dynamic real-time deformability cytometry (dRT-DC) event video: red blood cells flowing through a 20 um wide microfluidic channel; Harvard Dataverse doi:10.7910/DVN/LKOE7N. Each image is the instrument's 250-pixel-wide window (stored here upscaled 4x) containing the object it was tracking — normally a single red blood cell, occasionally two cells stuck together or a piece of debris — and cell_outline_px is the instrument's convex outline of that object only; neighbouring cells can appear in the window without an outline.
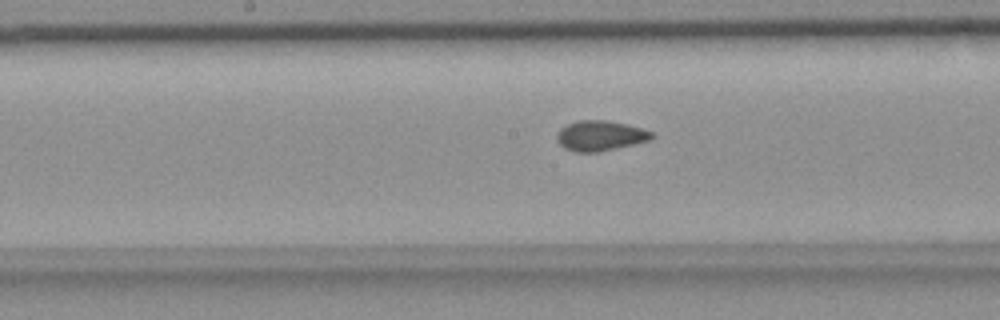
{"species": "common noctule bat (a hibernating species)", "species_latin": "Nyctalus noctula", "temperature_condition": "room temperature", "stored_images_in_passage": 53, "camera_frame_rate_fps": 3000, "um_per_image_px": 0.085, "animal": {"sex": "female", "body_mass_g": 18.4}, "frame": {"image": 1, "passage_image": 29, "time_ms": 9.333, "image_size_px": [1000, 320], "cell_outline_px": [[656, 136], [648, 140], [632, 144], [596, 152], [576, 152], [564, 148], [556, 140], [556, 132], [560, 128], [576, 120], [608, 120], [628, 124], [652, 132]], "centroid_in_image_um": [50.97, 11.52], "position_along_channel_um": 197.2, "area_um2": 16.65}}
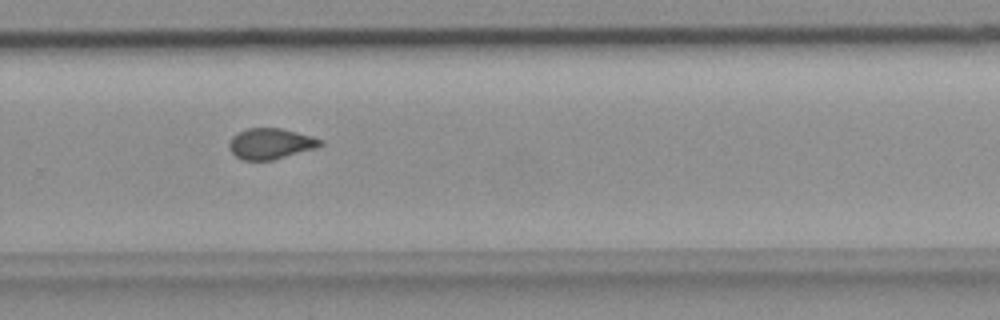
{"frame": {"image": 2, "passage_image": 38, "time_ms": 12.333, "image_size_px": [1000, 320], "cell_outline_px": [[324, 144], [316, 148], [272, 160], [244, 160], [236, 156], [228, 148], [228, 144], [232, 136], [236, 132], [248, 128], [280, 128], [312, 136], [324, 140]], "centroid_in_image_um": [23.0, 12.2], "position_along_channel_um": 306.8, "area_um2": 16.42}}
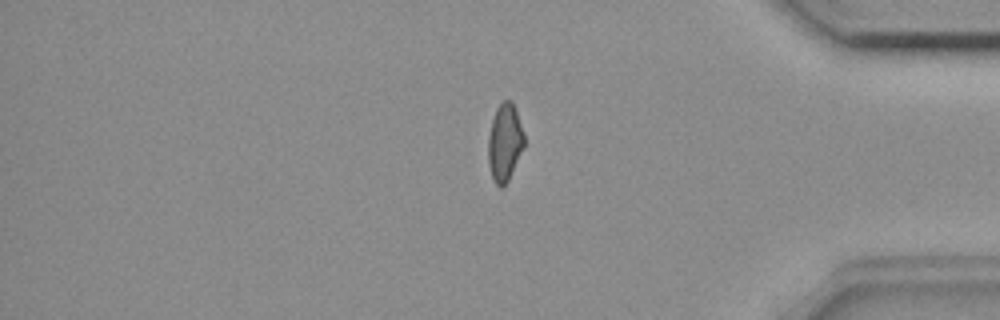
{"frame": {"image": 3, "passage_image": 47, "time_ms": 15.333, "image_size_px": [1000, 320], "cell_outline_px": [[524, 148], [508, 180], [500, 188], [496, 184], [492, 176], [488, 164], [488, 136], [492, 120], [496, 108], [504, 100], [512, 100], [524, 136]], "centroid_in_image_um": [42.89, 12.11], "position_along_channel_um": 392.3, "area_um2": 16.07}, "authors_computed_cell_mechanics": {"area_um2": 16.9354, "velocity_mm_per_s": 3.6674, "shape_relaxation_time_tau1_ms": null, "shape_relaxation_time_tau2_ms": 1.485, "deformation_change_tau1": null, "deformation_change_tau2": 0.0587}}